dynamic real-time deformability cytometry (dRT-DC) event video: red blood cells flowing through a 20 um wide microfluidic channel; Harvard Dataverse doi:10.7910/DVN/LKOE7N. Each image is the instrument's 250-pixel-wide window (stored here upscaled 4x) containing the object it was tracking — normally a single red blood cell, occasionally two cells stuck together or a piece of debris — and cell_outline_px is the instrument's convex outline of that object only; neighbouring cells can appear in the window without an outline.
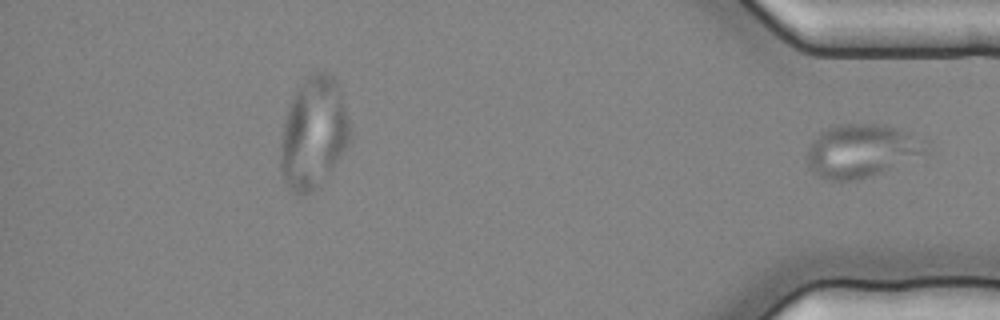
{"species": "common noctule bat (a hibernating species)", "species_latin": "Nyctalus noctula", "temperature_condition": "cold", "stored_images_in_passage": 35, "segment_of_instrument_passage": [2, 2], "camera_frame_rate_fps": 3000, "um_per_image_px": 0.085, "animal": {"sex": "female", "body_mass_g": 25.1}, "frame": {"image": 1, "passage_image": 35, "time_ms": 11.333, "image_size_px": [1000, 320], "cell_outline_px": [[928, 152], [868, 176], [856, 180], [828, 180], [820, 176], [808, 164], [804, 156], [812, 140], [820, 132], [832, 124], [884, 124], [896, 128], [928, 140]], "centroid_in_image_um": [73.2, 12.77], "position_along_channel_um": 362.0, "area_um2": 36.59}}